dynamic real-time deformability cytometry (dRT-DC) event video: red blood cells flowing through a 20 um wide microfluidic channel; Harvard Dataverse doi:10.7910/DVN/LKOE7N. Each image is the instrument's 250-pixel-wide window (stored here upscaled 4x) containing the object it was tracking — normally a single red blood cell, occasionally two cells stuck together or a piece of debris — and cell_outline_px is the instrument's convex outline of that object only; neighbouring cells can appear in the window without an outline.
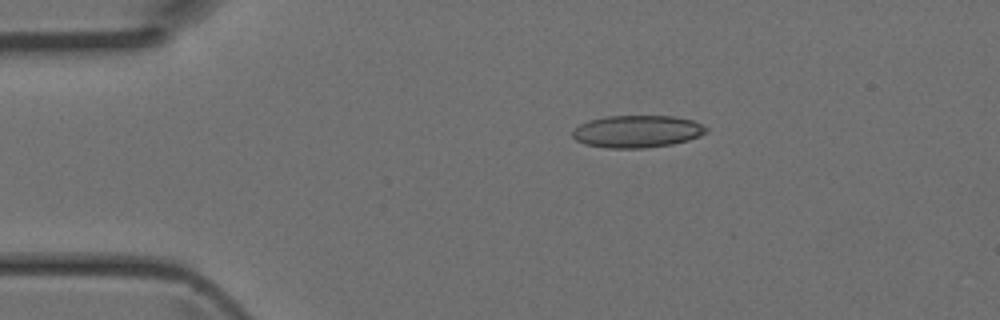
{"species": "Egyptian fruit bat (a non-hibernating species)", "species_latin": "Rousettus aegyptiacus", "temperature_condition": "room temperature", "stored_images_in_passage": 3, "camera_frame_rate_fps": 3000, "um_per_image_px": 0.085, "animal": {"sex": "female"}, "frame": {"image": 1, "passage_image": 1, "time_ms": 0.0, "image_size_px": [1000, 320], "cell_outline_px": [[708, 128], [700, 136], [688, 140], [672, 144], [644, 148], [608, 148], [584, 144], [576, 140], [572, 136], [572, 132], [580, 124], [588, 120], [604, 116], [672, 116], [692, 120]], "centroid_in_image_um": [54.12, 11.17], "position_along_channel_um": 30.9, "area_um2": 25.09}}
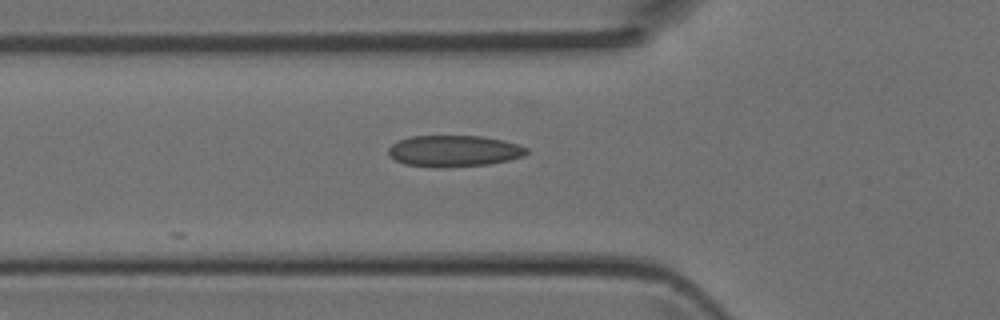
{"frame": {"image": 2, "passage_image": 3, "time_ms": 0.667, "image_size_px": [1000, 320], "cell_outline_px": [[528, 152], [524, 156], [508, 160], [488, 164], [404, 164], [388, 156], [388, 148], [392, 144], [400, 140], [412, 136], [484, 136], [516, 144], [528, 148]], "centroid_in_image_um": [38.6, 12.78], "position_along_channel_um": 87.2, "area_um2": 23.99}}